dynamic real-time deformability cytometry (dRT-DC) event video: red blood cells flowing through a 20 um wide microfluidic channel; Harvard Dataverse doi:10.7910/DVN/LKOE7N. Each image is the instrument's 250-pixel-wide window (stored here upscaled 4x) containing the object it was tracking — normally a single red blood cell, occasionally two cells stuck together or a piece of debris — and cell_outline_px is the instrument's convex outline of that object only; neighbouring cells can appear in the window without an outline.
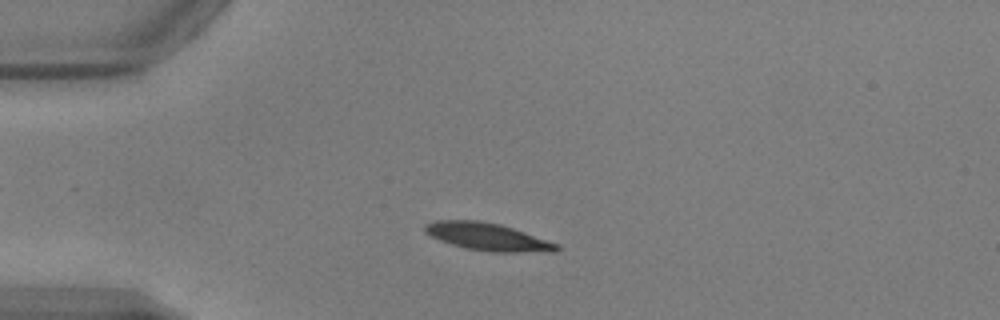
{"species": "common noctule bat (a hibernating species)", "species_latin": "Nyctalus noctula", "temperature_condition": "warm", "stored_images_in_passage": 48, "camera_frame_rate_fps": 3000, "um_per_image_px": 0.085, "animal": {"sex": "male", "body_mass_g": 17.9, "forearm_length_mm": 54.2}, "frame": {"image": 1, "passage_image": 9, "time_ms": 2.667, "image_size_px": [1000, 320], "cell_outline_px": [[560, 248], [556, 252], [492, 252], [464, 248], [440, 240], [424, 232], [424, 228], [428, 224], [436, 220], [476, 220], [500, 224], [560, 244]], "centroid_in_image_um": [41.49, 20.14], "position_along_channel_um": 43.5, "area_um2": 21.04}}
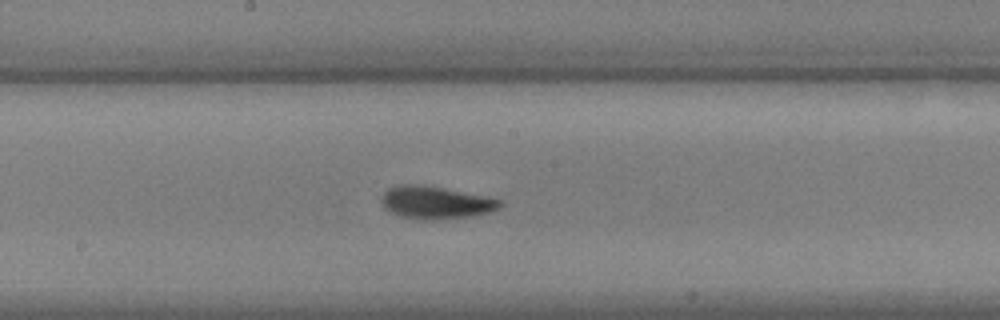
{"frame": {"image": 2, "passage_image": 24, "time_ms": 7.667, "image_size_px": [1000, 320], "cell_outline_px": [[504, 204], [488, 212], [472, 216], [420, 220], [416, 220], [400, 216], [384, 208], [380, 200], [384, 192], [388, 188], [400, 184], [420, 184], [444, 188], [500, 200]], "centroid_in_image_um": [36.95, 17.21], "position_along_channel_um": 211.3, "area_um2": 22.2}}
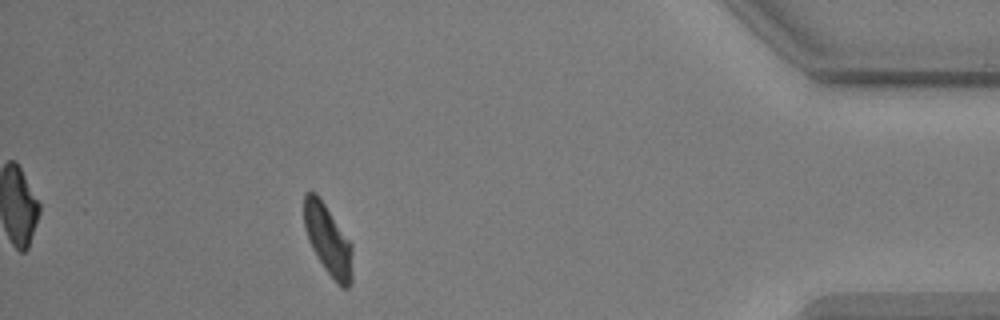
{"frame": {"image": 3, "passage_image": 43, "time_ms": 14.0, "image_size_px": [1000, 320], "cell_outline_px": [[352, 280], [348, 288], [340, 288], [324, 268], [312, 248], [308, 240], [304, 228], [304, 192], [316, 192], [320, 196], [352, 244]], "centroid_in_image_um": [27.88, 20.39], "position_along_channel_um": 407.3, "area_um2": 20.06}, "authors_computed_cell_mechanics": {"area_um2": 20.4612, "velocity_mm_per_s": 3.846, "shape_relaxation_time_tau1_ms": 2.3747, "shape_relaxation_time_tau2_ms": 1.9228, "deformation_change_tau1": 0.1421, "deformation_change_tau2": 0.0715}}